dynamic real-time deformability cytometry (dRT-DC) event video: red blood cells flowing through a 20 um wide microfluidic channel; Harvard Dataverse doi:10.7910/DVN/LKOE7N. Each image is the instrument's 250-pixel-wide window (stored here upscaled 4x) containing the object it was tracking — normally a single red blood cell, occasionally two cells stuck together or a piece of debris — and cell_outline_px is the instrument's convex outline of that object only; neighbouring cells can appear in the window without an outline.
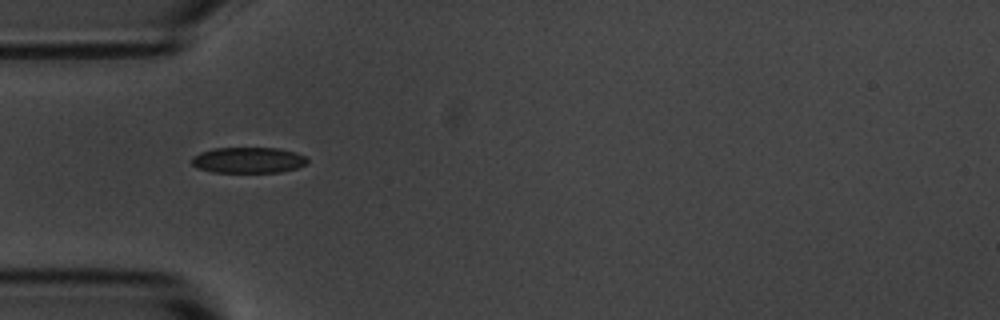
{"species": "common noctule bat (a hibernating species)", "species_latin": "Nyctalus noctula", "temperature_condition": "room temperature", "stored_images_in_passage": 2, "camera_frame_rate_fps": 3000, "um_per_image_px": 0.085, "animal": {"sex": "male", "body_mass_g": 20.1, "forearm_length_mm": 53.5}, "frame": {"image": 1, "passage_image": 1, "time_ms": 0.0, "image_size_px": [1000, 320], "cell_outline_px": [[308, 164], [296, 168], [280, 172], [212, 172], [196, 168], [192, 164], [192, 156], [200, 152], [212, 148], [276, 148], [296, 152], [304, 156], [308, 160]], "centroid_in_image_um": [21.08, 13.61], "position_along_channel_um": 63.9, "area_um2": 17.51}}